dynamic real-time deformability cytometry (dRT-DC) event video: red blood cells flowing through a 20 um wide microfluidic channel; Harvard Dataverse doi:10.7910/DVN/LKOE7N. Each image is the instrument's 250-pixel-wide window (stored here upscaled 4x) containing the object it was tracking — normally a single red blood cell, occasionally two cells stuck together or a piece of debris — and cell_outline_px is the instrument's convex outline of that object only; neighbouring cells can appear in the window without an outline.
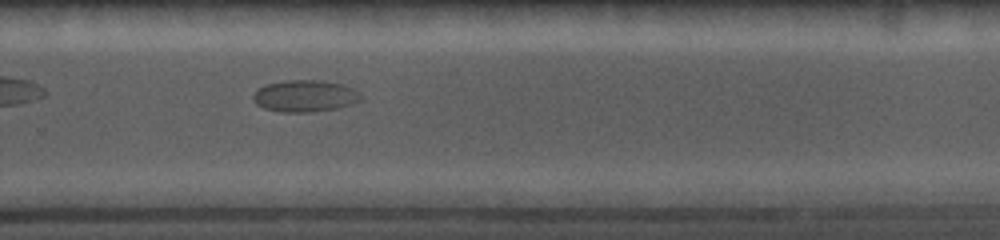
{"species": "common noctule bat (a hibernating species)", "species_latin": "Nyctalus noctula", "temperature_condition": "cold", "stored_images_in_passage": 45, "camera_frame_rate_fps": 5000, "um_per_image_px": 0.085, "animal": {"sex": "female", "body_mass_g": 19.0, "forearm_length_mm": 56.7}, "frame": {"image": 1, "passage_image": 26, "time_ms": 7.2, "image_size_px": [1000, 240], "cell_outline_px": [[360, 100], [336, 108], [308, 112], [280, 112], [264, 108], [256, 104], [252, 96], [260, 88], [268, 84], [288, 80], [320, 80], [340, 84], [352, 88], [360, 96]], "centroid_in_image_um": [25.87, 8.16], "position_along_channel_um": 303.9, "area_um2": 19.42}}
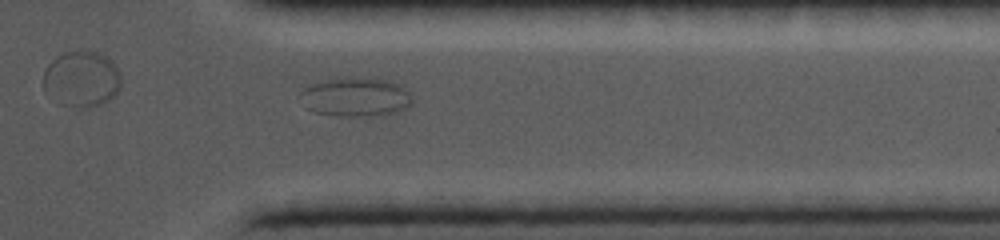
{"frame": {"image": 2, "passage_image": 35, "time_ms": 9.4, "image_size_px": [1000, 240], "cell_outline_px": [[408, 104], [404, 108], [396, 112], [356, 116], [340, 116], [312, 112], [308, 108], [300, 92], [312, 84], [336, 76], [368, 76], [392, 80], [400, 84], [408, 92]], "centroid_in_image_um": [30.2, 8.18], "position_along_channel_um": 381.2, "area_um2": 25.37}}
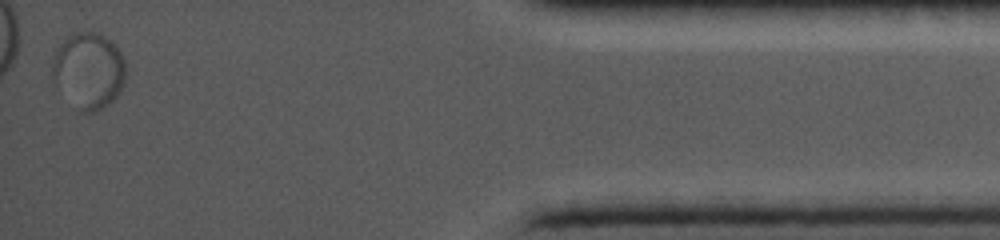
{"frame": {"image": 3, "passage_image": 44, "time_ms": 12.2, "image_size_px": [1000, 240], "cell_outline_px": [[128, 76], [120, 92], [112, 100], [96, 112], [80, 112], [52, 72], [52, 60], [56, 48], [64, 40], [76, 32], [88, 28], [112, 40], [120, 52], [124, 60]], "centroid_in_image_um": [7.61, 5.92], "position_along_channel_um": 427.6, "area_um2": 32.25}}